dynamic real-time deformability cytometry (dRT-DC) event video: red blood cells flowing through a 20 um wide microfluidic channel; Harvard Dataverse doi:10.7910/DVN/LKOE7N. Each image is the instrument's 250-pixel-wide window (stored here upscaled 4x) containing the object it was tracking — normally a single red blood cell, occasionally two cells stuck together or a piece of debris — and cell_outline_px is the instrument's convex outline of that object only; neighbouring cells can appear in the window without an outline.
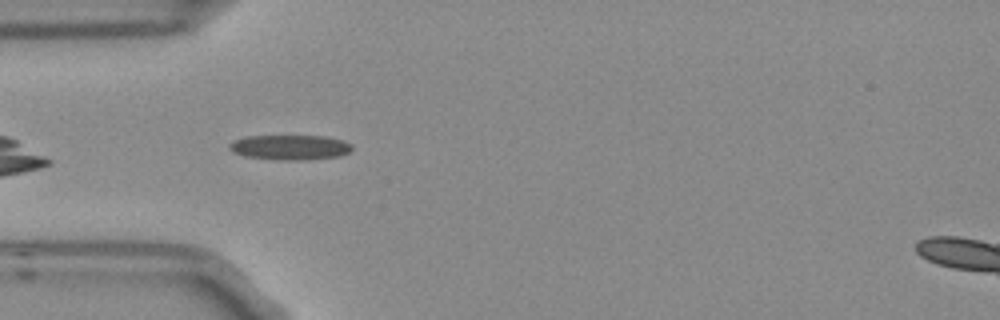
{"species": "Egyptian fruit bat (a non-hibernating species)", "species_latin": "Rousettus aegyptiacus", "temperature_condition": "room temperature", "stored_images_in_passage": 6, "camera_frame_rate_fps": 3000, "um_per_image_px": 0.085, "frame": {"image": 1, "passage_image": 5, "time_ms": 1.333, "image_size_px": [1000, 320], "cell_outline_px": [[352, 148], [348, 152], [340, 156], [296, 160], [284, 160], [244, 156], [228, 148], [228, 144], [232, 140], [244, 136], [324, 136], [344, 140], [352, 144]], "centroid_in_image_um": [24.64, 12.51], "position_along_channel_um": 60.4, "area_um2": 17.74}}